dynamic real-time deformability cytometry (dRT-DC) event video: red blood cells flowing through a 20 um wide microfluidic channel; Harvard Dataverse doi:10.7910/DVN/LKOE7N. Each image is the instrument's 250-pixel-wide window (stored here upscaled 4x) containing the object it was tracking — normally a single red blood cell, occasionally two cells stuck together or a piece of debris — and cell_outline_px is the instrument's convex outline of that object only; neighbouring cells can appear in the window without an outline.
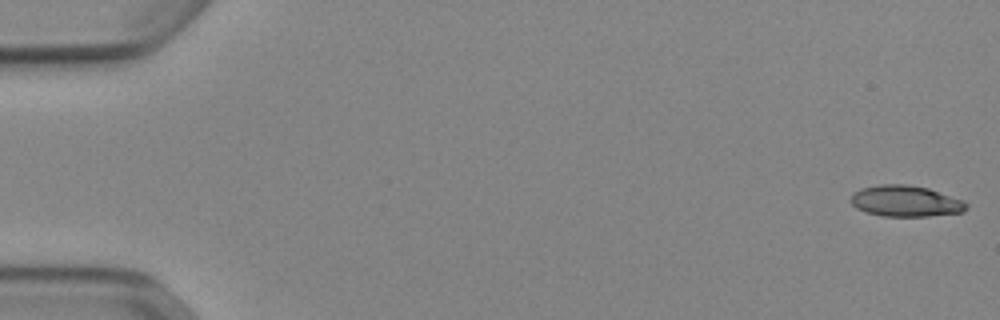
{"species": "Egyptian fruit bat (a non-hibernating species)", "species_latin": "Rousettus aegyptiacus", "temperature_condition": "cold", "stored_images_in_passage": 52, "camera_frame_rate_fps": 3000, "um_per_image_px": 0.085, "animal": {"sex": "female"}, "frame": {"image": 1, "passage_image": 1, "time_ms": 0.0, "image_size_px": [1000, 320], "cell_outline_px": [[968, 208], [964, 212], [928, 216], [884, 216], [868, 212], [856, 208], [848, 200], [852, 192], [860, 188], [880, 184], [908, 184], [928, 188], [964, 200], [968, 204]], "centroid_in_image_um": [76.97, 17.08], "position_along_channel_um": 8.0, "area_um2": 21.21}}
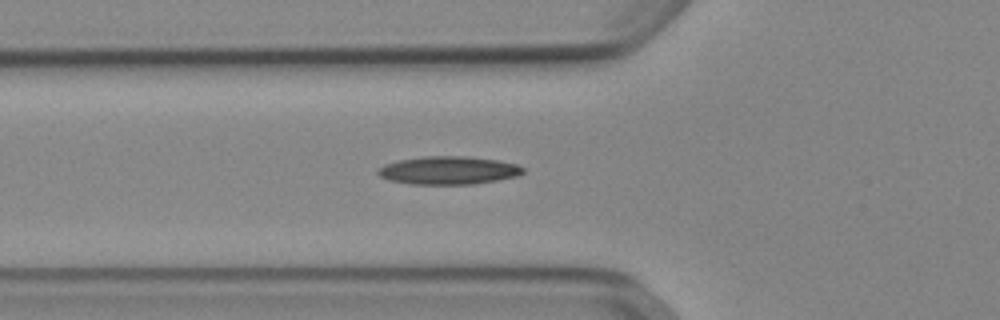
{"frame": {"image": 2, "passage_image": 19, "time_ms": 6.0, "image_size_px": [1000, 320], "cell_outline_px": [[524, 172], [520, 176], [472, 184], [412, 184], [388, 180], [380, 176], [376, 172], [384, 164], [400, 160], [424, 156], [468, 156], [496, 160], [516, 164], [524, 168]], "centroid_in_image_um": [38.13, 14.48], "position_along_channel_um": 87.7, "area_um2": 23.7}}
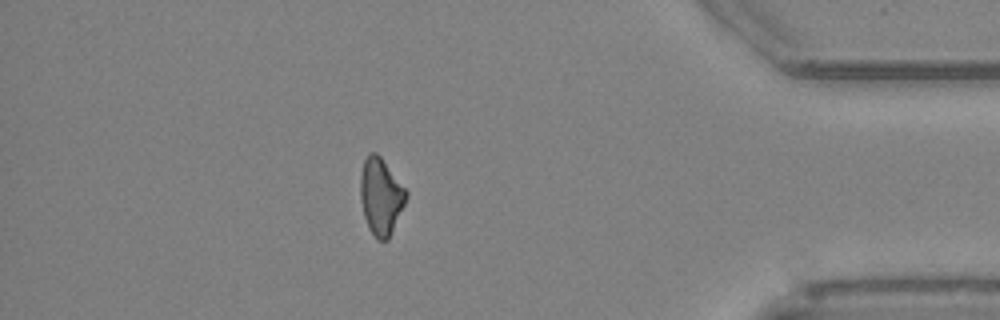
{"frame": {"image": 3, "passage_image": 46, "time_ms": 15.0, "image_size_px": [1000, 320], "cell_outline_px": [[408, 196], [388, 240], [376, 240], [368, 228], [364, 216], [360, 200], [360, 176], [364, 160], [368, 152], [376, 152], [380, 156], [408, 192]], "centroid_in_image_um": [32.35, 16.7], "position_along_channel_um": 402.8, "area_um2": 20.46}}